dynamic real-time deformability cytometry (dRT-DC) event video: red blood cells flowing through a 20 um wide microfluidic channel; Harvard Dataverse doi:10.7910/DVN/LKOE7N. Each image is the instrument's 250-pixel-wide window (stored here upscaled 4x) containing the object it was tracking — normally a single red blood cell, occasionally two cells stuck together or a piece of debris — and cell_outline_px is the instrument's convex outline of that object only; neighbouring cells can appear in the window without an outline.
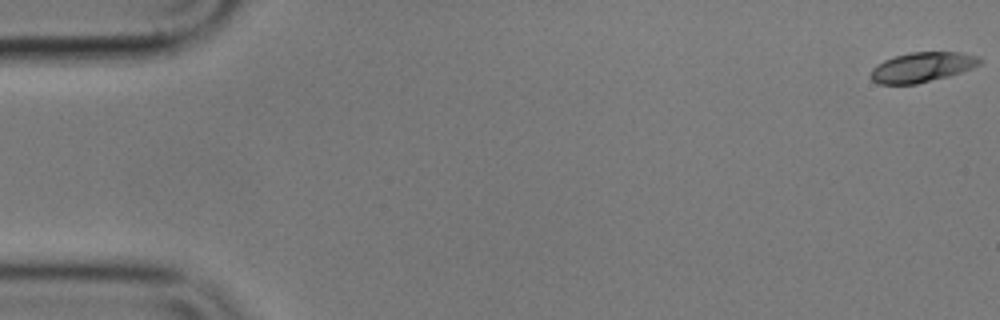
{"species": "common noctule bat (a hibernating species)", "species_latin": "Nyctalus noctula", "temperature_condition": "cold", "stored_images_in_passage": 46, "camera_frame_rate_fps": 3000, "um_per_image_px": 0.085, "animal": {"sex": "male", "body_mass_g": 17.9}, "frame": {"image": 1, "passage_image": 1, "time_ms": 0.0, "image_size_px": [1000, 320], "cell_outline_px": [[984, 60], [980, 64], [972, 68], [948, 76], [916, 84], [880, 84], [872, 80], [868, 76], [872, 68], [876, 64], [884, 60], [896, 56], [912, 52], [960, 52], [976, 56]], "centroid_in_image_um": [78.35, 5.71], "position_along_channel_um": 6.7, "area_um2": 18.96}}
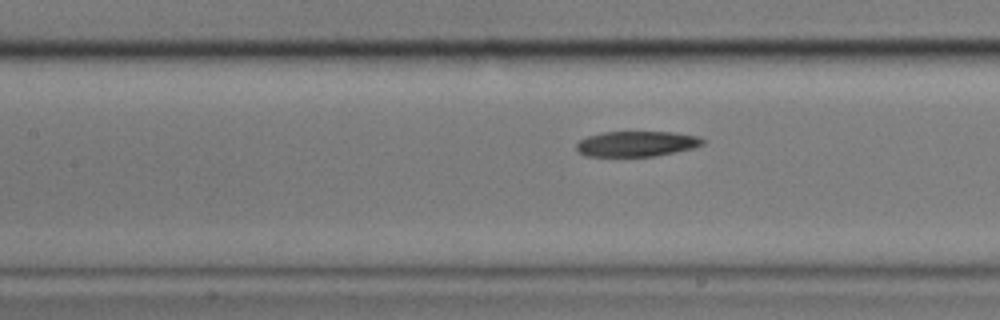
{"frame": {"image": 2, "passage_image": 26, "time_ms": 8.333, "image_size_px": [1000, 320], "cell_outline_px": [[704, 144], [692, 148], [676, 152], [656, 156], [584, 156], [576, 148], [576, 144], [580, 140], [588, 136], [604, 132], [672, 132], [700, 136], [704, 140]], "centroid_in_image_um": [54.13, 12.22], "position_along_channel_um": 153.3, "area_um2": 18.67}}
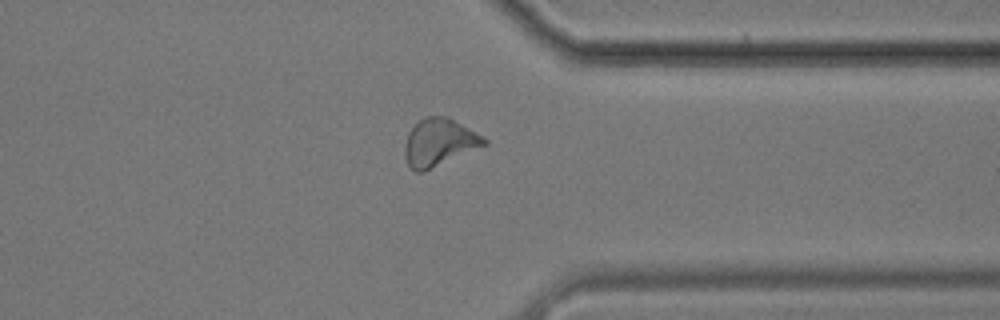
{"frame": {"image": 3, "passage_image": 45, "time_ms": 14.667, "image_size_px": [1000, 320], "cell_outline_px": [[488, 144], [424, 172], [416, 172], [408, 164], [404, 156], [404, 144], [408, 132], [420, 120], [428, 116], [448, 116], [484, 136], [488, 140]], "centroid_in_image_um": [37.34, 12.11], "position_along_channel_um": 374.1, "area_um2": 22.08}}